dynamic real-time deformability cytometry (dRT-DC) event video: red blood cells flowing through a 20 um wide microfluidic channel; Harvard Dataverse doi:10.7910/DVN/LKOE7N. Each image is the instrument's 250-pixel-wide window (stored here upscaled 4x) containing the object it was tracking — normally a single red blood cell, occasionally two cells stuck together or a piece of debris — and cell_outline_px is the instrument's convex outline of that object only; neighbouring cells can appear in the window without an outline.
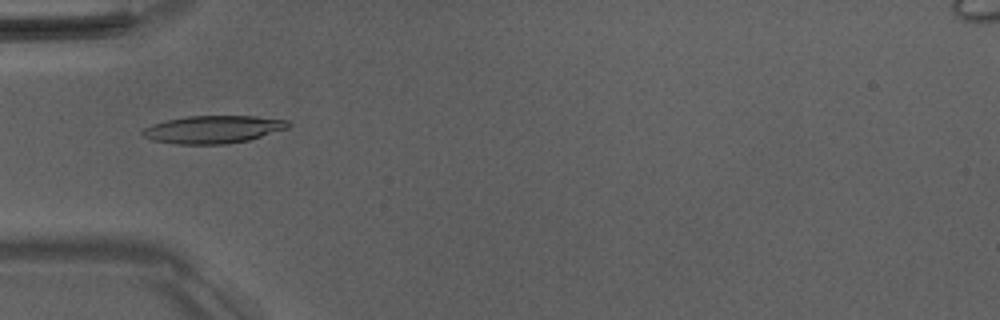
{"species": "Egyptian fruit bat (a non-hibernating species)", "species_latin": "Rousettus aegyptiacus", "temperature_condition": "room temperature", "stored_images_in_passage": 49, "camera_frame_rate_fps": 3000, "um_per_image_px": 0.085, "animal": {"sex": "male"}, "frame": {"image": 1, "passage_image": 15, "time_ms": 4.667, "image_size_px": [1000, 320], "cell_outline_px": [[292, 124], [288, 128], [248, 140], [224, 144], [176, 144], [152, 140], [144, 136], [140, 132], [144, 128], [152, 124], [168, 120], [188, 116], [256, 116], [288, 120]], "centroid_in_image_um": [18.13, 11.0], "position_along_channel_um": 66.9, "area_um2": 23.41}}
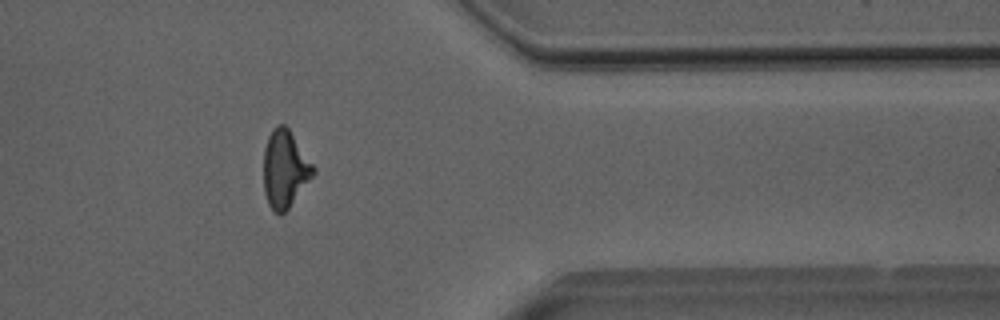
{"frame": {"image": 2, "passage_image": 40, "time_ms": 13.0, "image_size_px": [1000, 320], "cell_outline_px": [[316, 172], [288, 208], [280, 216], [272, 212], [268, 204], [264, 192], [264, 148], [268, 136], [272, 128], [280, 124], [284, 124], [288, 128], [316, 168]], "centroid_in_image_um": [24.2, 14.38], "position_along_channel_um": 387.2, "area_um2": 22.43}}
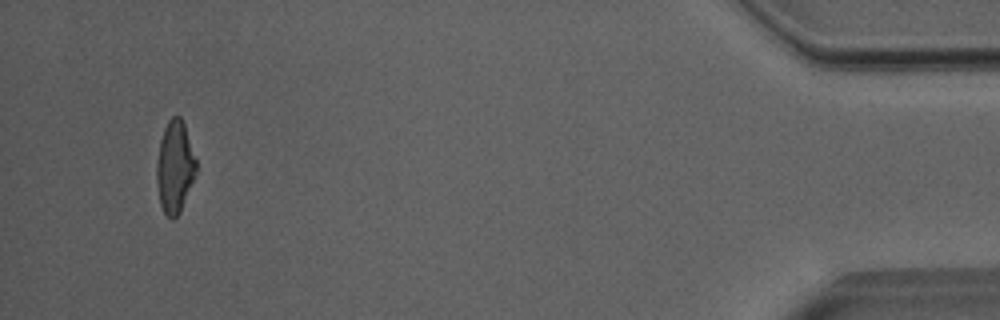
{"frame": {"image": 3, "passage_image": 47, "time_ms": 15.333, "image_size_px": [1000, 320], "cell_outline_px": [[196, 172], [180, 212], [172, 220], [164, 212], [160, 204], [156, 184], [156, 164], [160, 140], [164, 128], [168, 120], [172, 116], [180, 116], [184, 124], [196, 160]], "centroid_in_image_um": [14.84, 14.19], "position_along_channel_um": 420.4, "area_um2": 21.04}, "authors_computed_cell_mechanics": {"area_um2": 22.4264, "velocity_mm_per_s": 4.032, "shape_relaxation_time_tau1_ms": 4.1526, "shape_relaxation_time_tau2_ms": 1.4776, "deformation_change_tau1": 0.2087, "deformation_change_tau2": 0.0858}}